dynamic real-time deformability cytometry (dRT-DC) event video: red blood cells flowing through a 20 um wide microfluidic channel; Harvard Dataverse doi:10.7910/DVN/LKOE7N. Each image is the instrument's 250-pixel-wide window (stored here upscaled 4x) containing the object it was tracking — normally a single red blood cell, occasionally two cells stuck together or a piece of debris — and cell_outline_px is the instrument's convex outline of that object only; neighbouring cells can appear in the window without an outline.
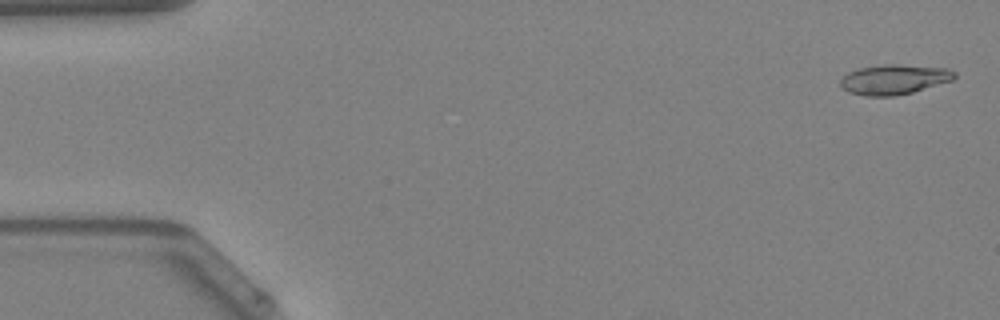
{"species": "Egyptian fruit bat (a non-hibernating species)", "species_latin": "Rousettus aegyptiacus", "temperature_condition": "warm", "stored_images_in_passage": 49, "camera_frame_rate_fps": 3000, "um_per_image_px": 0.085, "animal": {"sex": "female"}, "frame": {"image": 1, "passage_image": 2, "time_ms": 0.333, "image_size_px": [1000, 320], "cell_outline_px": [[956, 76], [952, 80], [912, 92], [896, 96], [864, 96], [848, 92], [840, 88], [840, 80], [848, 72], [860, 68], [884, 64], [896, 64], [948, 68], [956, 72]], "centroid_in_image_um": [75.97, 6.75], "position_along_channel_um": 9.0, "area_um2": 19.94}}
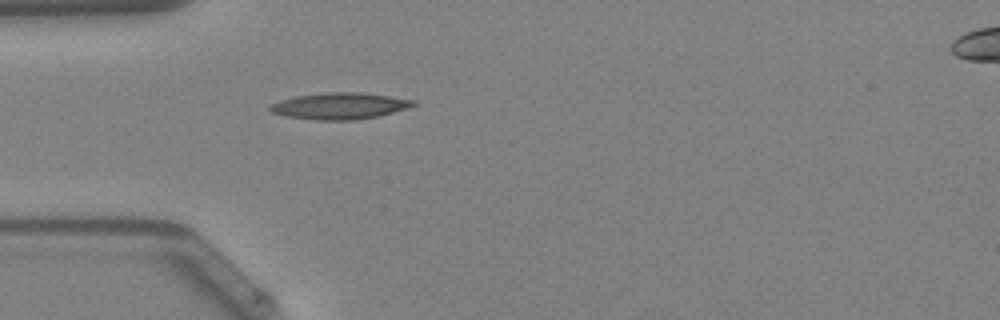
{"frame": {"image": 2, "passage_image": 15, "time_ms": 4.667, "image_size_px": [1000, 320], "cell_outline_px": [[416, 104], [408, 108], [380, 116], [356, 120], [316, 120], [284, 116], [272, 112], [268, 108], [272, 104], [280, 100], [296, 96], [324, 92], [360, 92], [416, 100]], "centroid_in_image_um": [28.89, 9.01], "position_along_channel_um": 56.1, "area_um2": 22.2}}
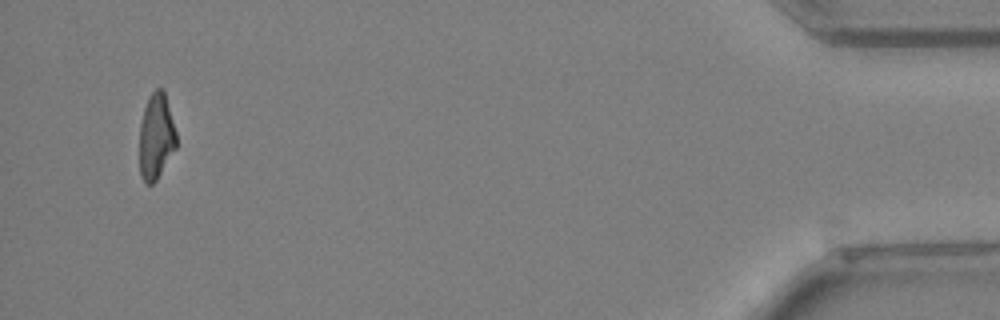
{"frame": {"image": 3, "passage_image": 47, "time_ms": 15.333, "image_size_px": [1000, 320], "cell_outline_px": [[176, 148], [156, 180], [152, 184], [144, 184], [140, 176], [140, 124], [144, 108], [148, 96], [156, 88], [164, 88], [176, 132]], "centroid_in_image_um": [13.27, 11.59], "position_along_channel_um": 421.9, "area_um2": 18.55}, "authors_computed_cell_mechanics": {"area_um2": 19.652, "velocity_mm_per_s": 4.2434, "shape_relaxation_time_tau1_ms": 8.335, "shape_relaxation_time_tau2_ms": 3.3083, "deformation_change_tau1": 0.2557, "deformation_change_tau2": 0.1443}}